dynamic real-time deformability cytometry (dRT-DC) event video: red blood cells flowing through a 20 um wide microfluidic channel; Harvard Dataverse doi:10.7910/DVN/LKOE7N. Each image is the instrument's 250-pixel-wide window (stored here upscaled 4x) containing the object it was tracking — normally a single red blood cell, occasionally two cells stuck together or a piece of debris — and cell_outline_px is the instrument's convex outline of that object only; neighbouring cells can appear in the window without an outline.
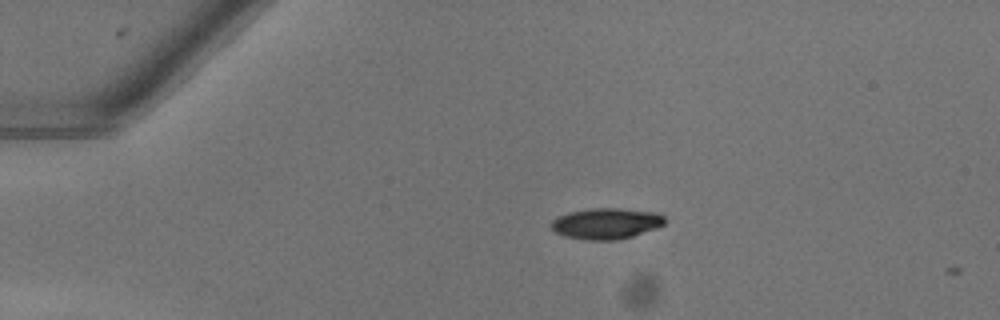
{"species": "common noctule bat (a hibernating species)", "species_latin": "Nyctalus noctula", "temperature_condition": "warm", "stored_images_in_passage": 2, "camera_frame_rate_fps": 3000, "um_per_image_px": 0.085, "animal": {"sex": "female"}, "frame": {"image": 1, "passage_image": 1, "time_ms": 0.0, "image_size_px": [1000, 320], "cell_outline_px": [[668, 220], [664, 224], [656, 228], [632, 236], [616, 240], [584, 240], [564, 236], [556, 232], [552, 228], [552, 220], [556, 216], [568, 212], [592, 208], [620, 208], [656, 212], [664, 216]], "centroid_in_image_um": [51.53, 18.99], "position_along_channel_um": 33.5, "area_um2": 20.63}}